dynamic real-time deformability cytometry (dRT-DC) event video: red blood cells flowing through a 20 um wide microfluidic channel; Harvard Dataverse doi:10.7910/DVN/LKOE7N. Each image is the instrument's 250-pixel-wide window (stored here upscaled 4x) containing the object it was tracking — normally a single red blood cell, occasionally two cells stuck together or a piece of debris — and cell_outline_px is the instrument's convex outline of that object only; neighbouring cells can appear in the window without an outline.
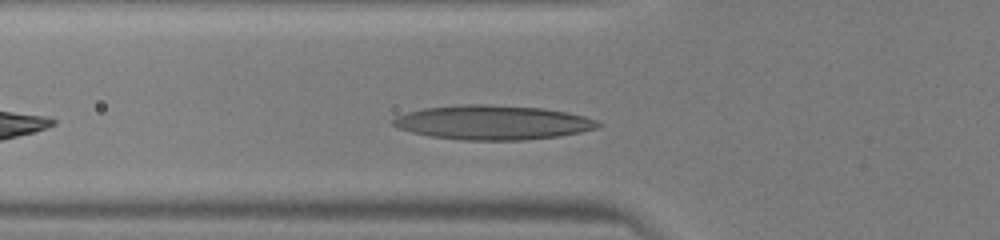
{"species": "human", "species_latin": "Homo sapiens", "temperature_condition": "warm", "stored_images_in_passage": 27, "camera_frame_rate_fps": 3000, "um_per_image_px": 0.085, "donor": {"sex": "male"}, "frame": {"image": 1, "passage_image": 5, "time_ms": 1.333, "image_size_px": [1000, 240], "cell_outline_px": [[604, 124], [596, 128], [580, 132], [556, 136], [524, 140], [460, 140], [432, 136], [412, 132], [396, 128], [392, 124], [392, 120], [396, 116], [408, 112], [424, 108], [464, 104], [484, 104], [544, 108], [568, 112], [600, 120]], "centroid_in_image_um": [41.9, 10.4], "position_along_channel_um": 83.9, "area_um2": 41.1}}
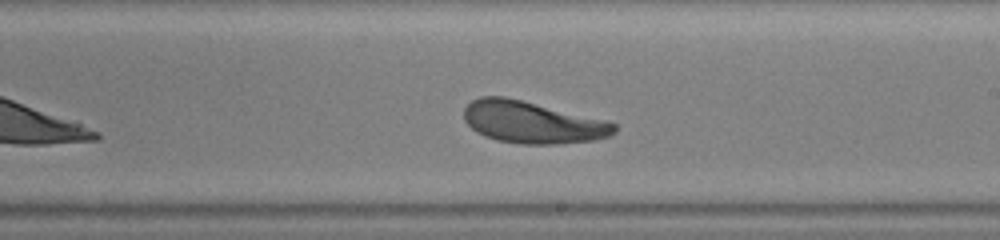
{"frame": {"image": 2, "passage_image": 16, "time_ms": 5.0, "image_size_px": [1000, 240], "cell_outline_px": [[616, 132], [612, 136], [592, 140], [556, 144], [520, 144], [496, 140], [484, 136], [476, 132], [464, 120], [464, 108], [472, 100], [480, 96], [504, 96], [616, 124]], "centroid_in_image_um": [45.17, 10.41], "position_along_channel_um": 243.8, "area_um2": 36.13}}
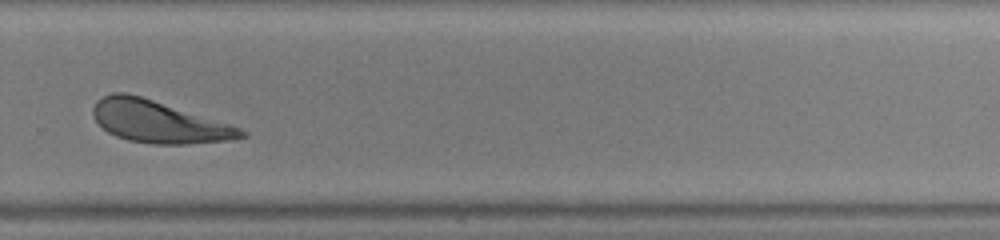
{"frame": {"image": 3, "passage_image": 21, "time_ms": 6.667, "image_size_px": [1000, 240], "cell_outline_px": [[248, 136], [228, 140], [184, 144], [152, 144], [128, 140], [116, 136], [108, 132], [96, 120], [92, 112], [92, 108], [96, 100], [112, 92], [124, 92], [140, 96], [228, 124], [240, 128], [248, 132]], "centroid_in_image_um": [13.44, 10.35], "position_along_channel_um": 316.4, "area_um2": 35.66}}